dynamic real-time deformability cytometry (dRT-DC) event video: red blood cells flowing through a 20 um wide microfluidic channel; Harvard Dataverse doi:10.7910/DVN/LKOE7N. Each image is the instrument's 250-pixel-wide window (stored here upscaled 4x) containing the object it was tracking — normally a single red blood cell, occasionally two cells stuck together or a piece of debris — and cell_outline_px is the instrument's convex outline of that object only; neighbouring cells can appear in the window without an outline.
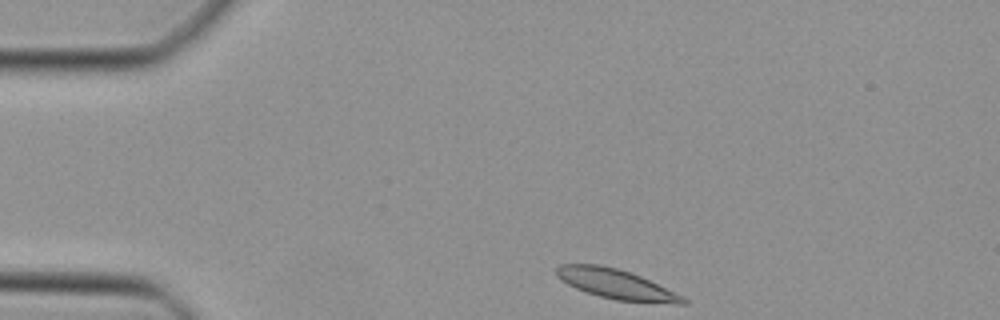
{"species": "Egyptian fruit bat (a non-hibernating species)", "species_latin": "Rousettus aegyptiacus", "temperature_condition": "cold", "stored_images_in_passage": 39, "camera_frame_rate_fps": 3000, "um_per_image_px": 0.085, "animal": {"sex": "female"}, "frame": {"image": 1, "passage_image": 1, "time_ms": 0.0, "image_size_px": [1000, 320], "cell_outline_px": [[688, 304], [680, 304], [616, 300], [600, 296], [576, 288], [560, 280], [556, 276], [556, 268], [560, 264], [600, 264], [616, 268], [640, 276], [684, 296], [688, 300]], "centroid_in_image_um": [52.37, 24.15], "position_along_channel_um": 32.6, "area_um2": 21.73}}
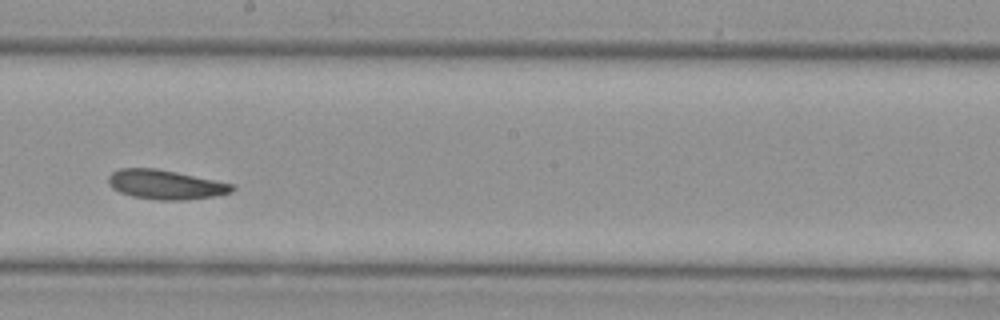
{"frame": {"image": 2, "passage_image": 19, "time_ms": 6.0, "image_size_px": [1000, 320], "cell_outline_px": [[236, 188], [232, 192], [216, 196], [184, 200], [156, 200], [132, 196], [120, 192], [112, 188], [108, 184], [108, 176], [112, 172], [120, 168], [156, 168], [176, 172], [232, 184]], "centroid_in_image_um": [14.04, 15.69], "position_along_channel_um": 234.2, "area_um2": 21.15}}
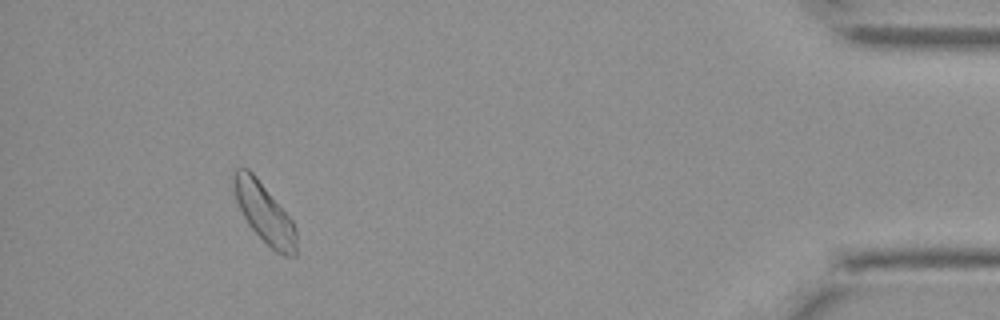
{"frame": {"image": 3, "passage_image": 36, "time_ms": 11.667, "image_size_px": [1000, 320], "cell_outline_px": [[296, 256], [284, 256], [276, 252], [248, 224], [236, 200], [232, 180], [232, 168], [248, 168], [256, 176], [292, 220], [296, 228]], "centroid_in_image_um": [22.45, 18.07], "position_along_channel_um": 412.7, "area_um2": 21.56}}